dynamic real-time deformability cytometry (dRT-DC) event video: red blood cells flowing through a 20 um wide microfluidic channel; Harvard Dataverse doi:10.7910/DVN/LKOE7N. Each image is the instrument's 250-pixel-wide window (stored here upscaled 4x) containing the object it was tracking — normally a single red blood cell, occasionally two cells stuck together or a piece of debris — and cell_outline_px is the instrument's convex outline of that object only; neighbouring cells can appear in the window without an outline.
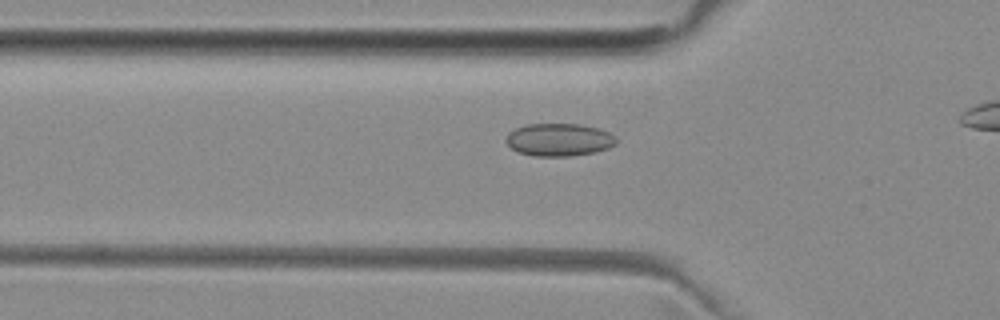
{"species": "common noctule bat (a hibernating species)", "species_latin": "Nyctalus noctula", "temperature_condition": "room temperature", "stored_images_in_passage": 37, "camera_frame_rate_fps": 3000, "um_per_image_px": 0.085, "animal": {"sex": "female", "body_mass_g": 29.2, "forearm_length_mm": 56.3}, "frame": {"image": 1, "passage_image": 12, "time_ms": 3.667, "image_size_px": [1000, 320], "cell_outline_px": [[620, 140], [616, 144], [608, 148], [596, 152], [572, 156], [536, 156], [516, 152], [504, 140], [508, 132], [524, 124], [580, 124], [600, 128], [616, 136]], "centroid_in_image_um": [47.54, 11.87], "position_along_channel_um": 78.3, "area_um2": 21.39}}
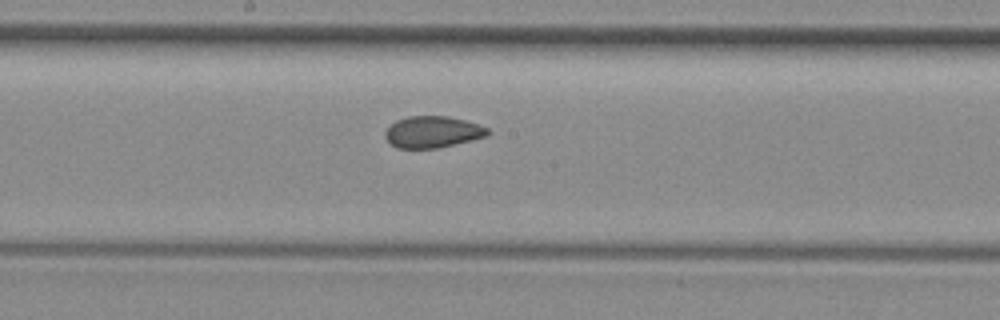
{"frame": {"image": 2, "passage_image": 22, "time_ms": 7.0, "image_size_px": [1000, 320], "cell_outline_px": [[492, 132], [488, 136], [440, 148], [396, 148], [384, 136], [384, 132], [396, 120], [408, 116], [448, 116], [464, 120], [488, 128]], "centroid_in_image_um": [36.79, 11.22], "position_along_channel_um": 211.4, "area_um2": 18.9}}
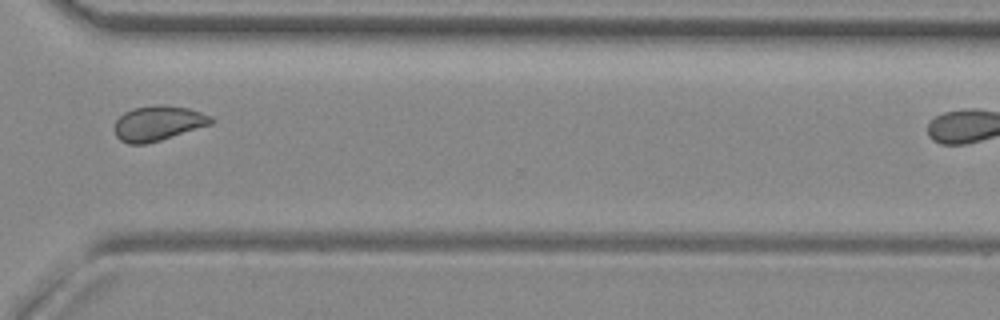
{"frame": {"image": 3, "passage_image": 33, "time_ms": 10.667, "image_size_px": [1000, 320], "cell_outline_px": [[212, 124], [160, 140], [144, 144], [128, 144], [120, 140], [116, 136], [116, 120], [124, 112], [132, 108], [188, 108], [212, 116]], "centroid_in_image_um": [13.43, 10.53], "position_along_channel_um": 357.2, "area_um2": 18.67}}